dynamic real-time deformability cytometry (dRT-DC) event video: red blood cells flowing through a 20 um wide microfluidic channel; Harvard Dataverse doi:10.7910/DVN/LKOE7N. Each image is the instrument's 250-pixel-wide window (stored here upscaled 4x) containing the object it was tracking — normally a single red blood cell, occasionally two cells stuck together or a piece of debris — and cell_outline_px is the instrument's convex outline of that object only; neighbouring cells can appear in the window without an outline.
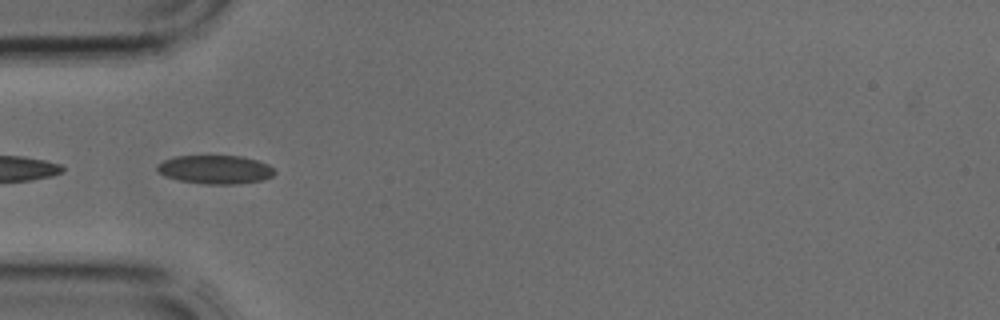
{"species": "common noctule bat (a hibernating species)", "species_latin": "Nyctalus noctula", "temperature_condition": "cold", "stored_images_in_passage": 16, "camera_frame_rate_fps": 3000, "um_per_image_px": 0.085, "animal": {"sex": "male", "body_mass_g": 17.9, "forearm_length_mm": 54.2}, "frame": {"image": 1, "passage_image": 1, "time_ms": 0.0, "image_size_px": [1000, 320], "cell_outline_px": [[276, 172], [272, 176], [264, 180], [236, 184], [208, 184], [180, 180], [164, 176], [156, 172], [156, 164], [164, 160], [176, 156], [240, 156], [256, 160], [268, 164]], "centroid_in_image_um": [18.27, 14.41], "position_along_channel_um": 66.7, "area_um2": 19.59}}